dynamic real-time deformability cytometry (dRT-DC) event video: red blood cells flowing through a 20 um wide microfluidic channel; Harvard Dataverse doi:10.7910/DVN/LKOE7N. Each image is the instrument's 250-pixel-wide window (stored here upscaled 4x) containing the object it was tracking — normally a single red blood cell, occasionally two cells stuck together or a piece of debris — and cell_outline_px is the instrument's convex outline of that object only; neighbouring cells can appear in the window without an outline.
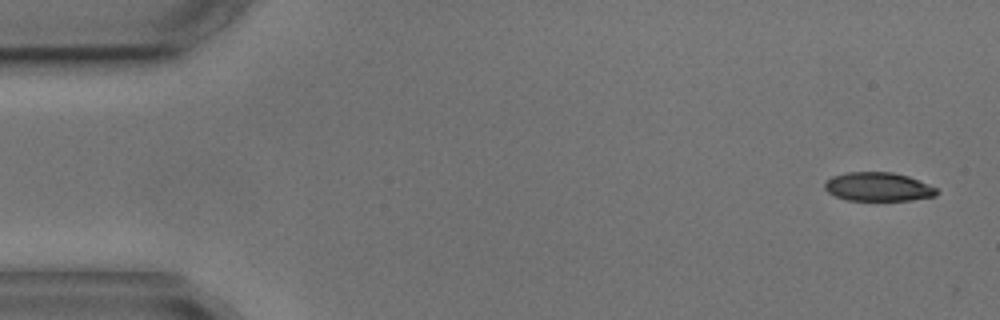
{"species": "common noctule bat (a hibernating species)", "species_latin": "Nyctalus noctula", "temperature_condition": "cold", "stored_images_in_passage": 3, "camera_frame_rate_fps": 3000, "um_per_image_px": 0.085, "animal": {"sex": "male", "body_mass_g": 17.9, "forearm_length_mm": 54.2}, "frame": {"image": 1, "passage_image": 1, "time_ms": 0.0, "image_size_px": [1000, 320], "cell_outline_px": [[940, 192], [936, 196], [908, 200], [848, 200], [836, 196], [828, 192], [824, 188], [824, 184], [832, 176], [848, 172], [892, 172], [908, 176], [936, 188]], "centroid_in_image_um": [74.64, 15.88], "position_along_channel_um": 10.4, "area_um2": 18.61}}
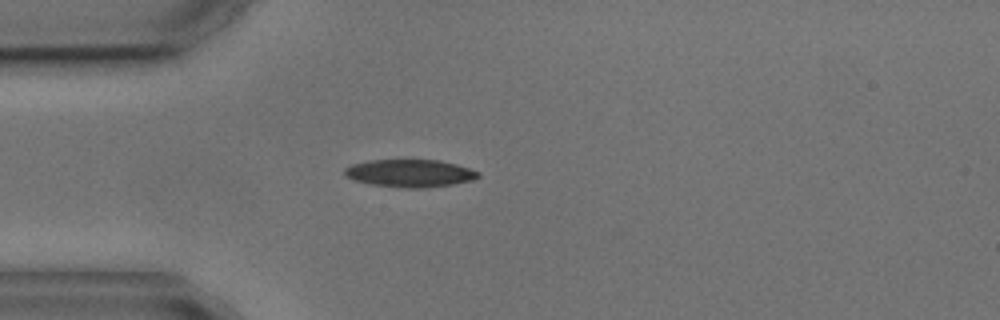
{"frame": {"image": 2, "passage_image": 3, "time_ms": 4.0, "image_size_px": [1000, 320], "cell_outline_px": [[480, 176], [472, 180], [452, 184], [420, 188], [404, 188], [372, 184], [356, 180], [344, 176], [344, 168], [352, 164], [368, 160], [440, 160], [456, 164], [480, 172]], "centroid_in_image_um": [34.83, 14.72], "position_along_channel_um": 50.2, "area_um2": 21.39}}